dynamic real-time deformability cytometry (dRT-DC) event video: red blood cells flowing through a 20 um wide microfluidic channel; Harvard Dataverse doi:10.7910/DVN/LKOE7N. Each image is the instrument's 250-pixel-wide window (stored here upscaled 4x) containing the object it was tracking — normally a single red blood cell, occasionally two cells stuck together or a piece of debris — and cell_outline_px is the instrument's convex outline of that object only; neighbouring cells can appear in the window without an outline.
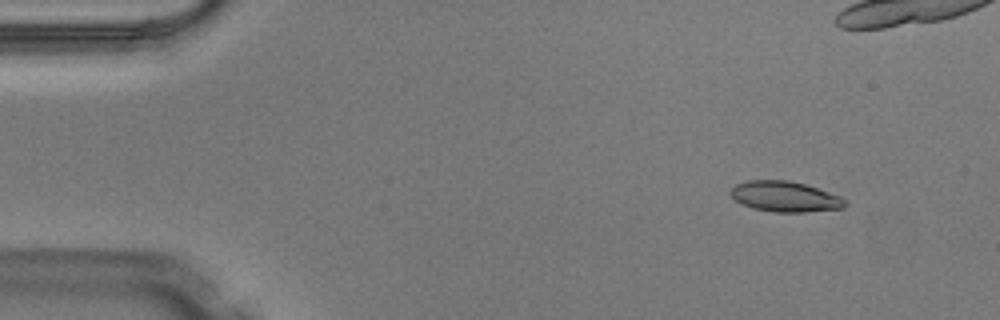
{"species": "Egyptian fruit bat (a non-hibernating species)", "species_latin": "Rousettus aegyptiacus", "temperature_condition": "warm", "stored_images_in_passage": 7, "camera_frame_rate_fps": 3000, "um_per_image_px": 0.085, "animal": {"sex": "male"}, "frame": {"image": 1, "passage_image": 2, "time_ms": 0.333, "image_size_px": [1000, 320], "cell_outline_px": [[848, 204], [844, 208], [804, 212], [776, 212], [752, 208], [736, 200], [732, 196], [732, 188], [736, 184], [748, 180], [788, 180], [804, 184], [840, 196]], "centroid_in_image_um": [66.75, 16.71], "position_along_channel_um": 18.3, "area_um2": 20.06}}
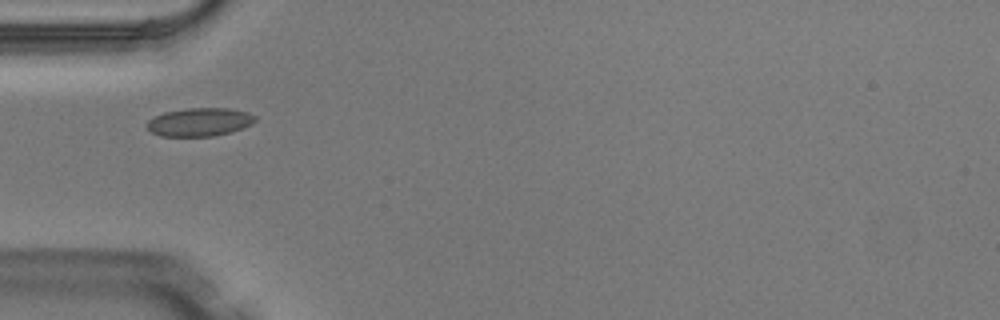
{"frame": {"image": 2, "passage_image": 6, "time_ms": 1.667, "image_size_px": [1000, 320], "cell_outline_px": [[256, 120], [252, 124], [232, 132], [212, 136], [160, 136], [152, 132], [144, 124], [148, 120], [164, 112], [188, 108], [228, 108], [248, 112], [256, 116]], "centroid_in_image_um": [16.97, 10.37], "position_along_channel_um": 68.0, "area_um2": 17.92}}